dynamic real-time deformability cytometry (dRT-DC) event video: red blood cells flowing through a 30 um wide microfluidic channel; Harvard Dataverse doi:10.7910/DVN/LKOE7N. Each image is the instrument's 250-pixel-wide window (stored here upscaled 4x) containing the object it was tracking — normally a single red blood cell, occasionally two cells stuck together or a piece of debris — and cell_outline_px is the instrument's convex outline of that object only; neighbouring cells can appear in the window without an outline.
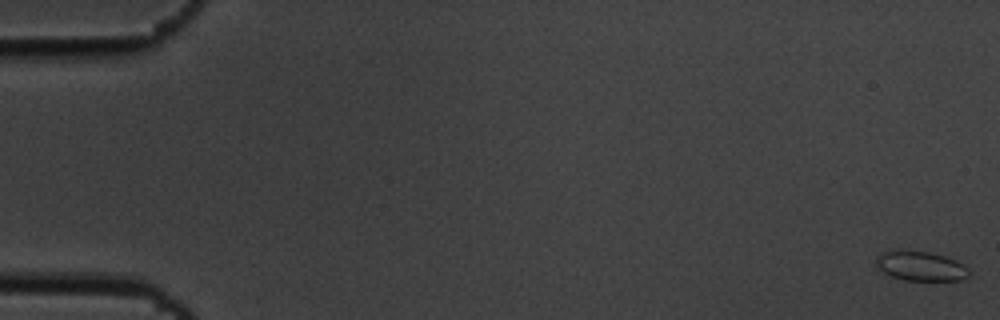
{"species": "common noctule bat (a hibernating species)", "species_latin": "Nyctalus noctula", "temperature_condition": "cold", "stored_images_in_passage": 56, "camera_frame_rate_fps": 3000, "um_per_image_px": 0.085, "animal": {"sex": "male", "body_mass_g": 19.5, "forearm_length_mm": 54.6}, "frame": {"image": 1, "passage_image": 1, "time_ms": 0.0, "image_size_px": [1000, 320], "cell_outline_px": [[968, 276], [960, 280], [904, 280], [880, 272], [876, 268], [876, 256], [880, 252], [896, 248], [900, 248], [928, 252], [944, 256], [956, 260], [964, 264], [968, 268]], "centroid_in_image_um": [78.16, 22.58], "position_along_channel_um": 6.8, "area_um2": 16.47}}
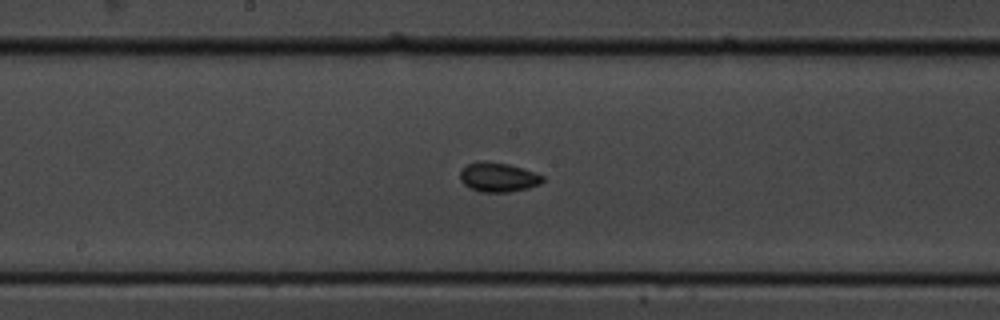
{"frame": {"image": 2, "passage_image": 30, "time_ms": 9.667, "image_size_px": [1000, 320], "cell_outline_px": [[544, 180], [540, 184], [528, 188], [508, 192], [480, 192], [468, 188], [460, 180], [460, 172], [468, 164], [484, 160], [508, 164], [536, 172], [544, 176]], "centroid_in_image_um": [42.35, 15.07], "position_along_channel_um": 205.8, "area_um2": 14.22}}
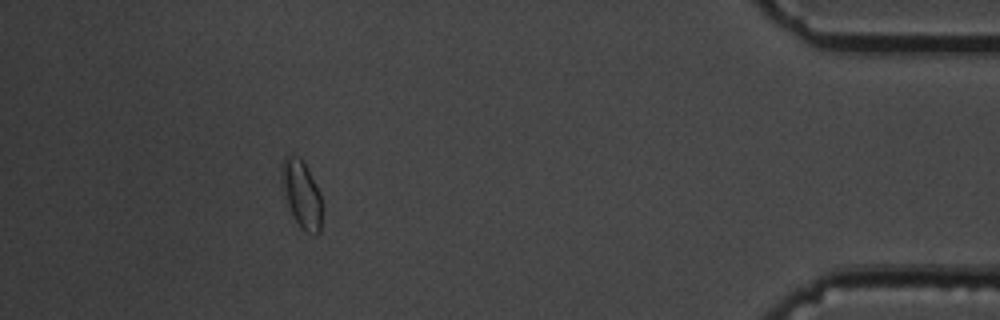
{"frame": {"image": 3, "passage_image": 51, "time_ms": 16.667, "image_size_px": [1000, 320], "cell_outline_px": [[320, 232], [316, 236], [300, 228], [280, 188], [280, 168], [284, 156], [300, 156], [320, 192]], "centroid_in_image_um": [25.58, 16.47], "position_along_channel_um": 409.6, "area_um2": 15.78}, "authors_computed_cell_mechanics": {"area_um2": 14.2477, "velocity_mm_per_s": 3.6378, "shape_relaxation_time_tau1_ms": 6.1835, "shape_relaxation_time_tau2_ms": 3.0002, "deformation_change_tau1": 0.1265, "deformation_change_tau2": 0.0323}}